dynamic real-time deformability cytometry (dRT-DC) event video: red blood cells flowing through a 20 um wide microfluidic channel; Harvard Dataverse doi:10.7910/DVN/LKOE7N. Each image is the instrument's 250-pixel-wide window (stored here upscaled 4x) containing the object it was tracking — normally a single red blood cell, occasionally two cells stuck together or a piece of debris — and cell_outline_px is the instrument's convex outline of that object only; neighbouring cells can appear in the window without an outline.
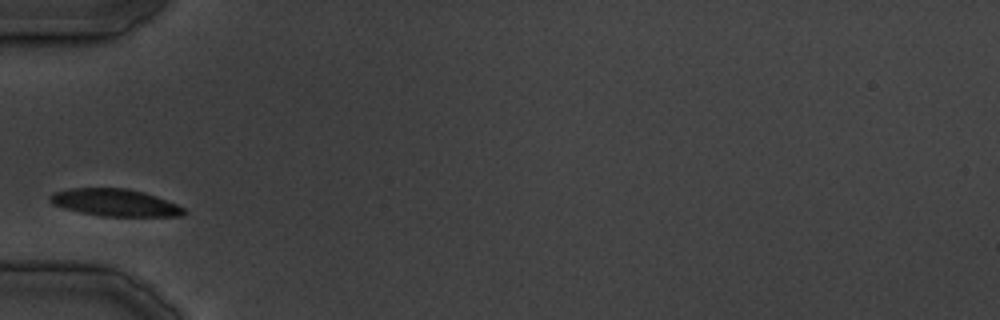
{"species": "common noctule bat (a hibernating species)", "species_latin": "Nyctalus noctula", "temperature_condition": "cold", "stored_images_in_passage": 21, "camera_frame_rate_fps": 3000, "um_per_image_px": 0.085, "animal": {"sex": "male", "body_mass_g": 19.5, "forearm_length_mm": 54.6}, "frame": {"image": 1, "passage_image": 1, "time_ms": 0.0, "image_size_px": [1000, 320], "cell_outline_px": [[188, 212], [184, 216], [104, 216], [80, 212], [64, 208], [52, 204], [48, 200], [48, 196], [52, 192], [68, 188], [128, 188], [144, 192], [156, 196], [176, 204], [184, 208]], "centroid_in_image_um": [9.75, 17.21], "position_along_channel_um": 75.2, "area_um2": 21.39}}
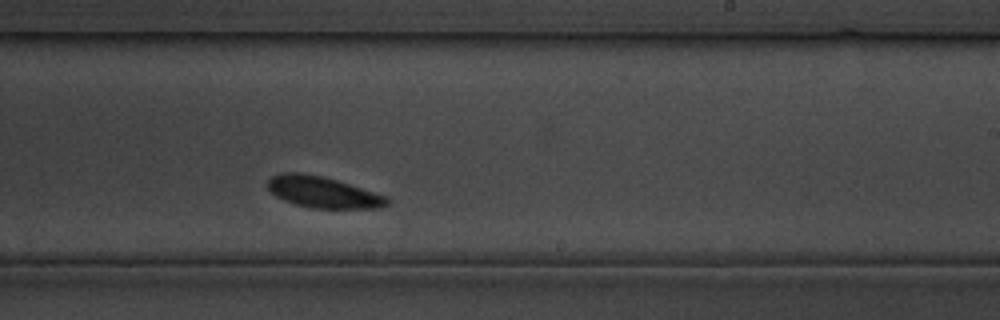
{"frame": {"image": 2, "passage_image": 12, "time_ms": 13.667, "image_size_px": [1000, 320], "cell_outline_px": [[388, 204], [376, 208], [312, 208], [296, 204], [284, 200], [276, 196], [268, 188], [268, 180], [272, 176], [280, 172], [300, 172], [320, 176], [336, 180], [388, 196]], "centroid_in_image_um": [27.43, 16.33], "position_along_channel_um": 261.6, "area_um2": 21.5}}